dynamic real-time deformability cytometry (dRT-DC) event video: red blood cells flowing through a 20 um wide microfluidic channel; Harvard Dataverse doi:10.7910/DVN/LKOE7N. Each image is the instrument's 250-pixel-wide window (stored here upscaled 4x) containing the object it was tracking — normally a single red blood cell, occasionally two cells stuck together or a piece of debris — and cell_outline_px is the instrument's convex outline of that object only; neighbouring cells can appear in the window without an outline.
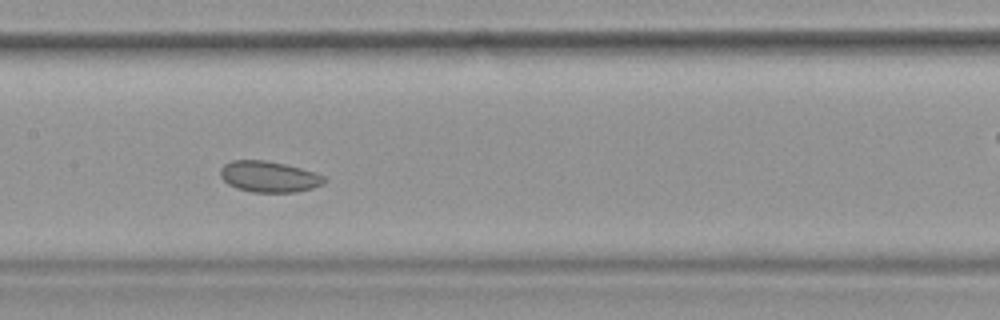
{"species": "common noctule bat (a hibernating species)", "species_latin": "Nyctalus noctula", "temperature_condition": "warm", "stored_images_in_passage": 38, "camera_frame_rate_fps": 3000, "um_per_image_px": 0.085, "animal": {"sex": "female", "body_mass_g": 19.9}, "frame": {"image": 1, "passage_image": 17, "time_ms": 5.333, "image_size_px": [1000, 320], "cell_outline_px": [[328, 180], [324, 184], [312, 188], [296, 192], [252, 192], [236, 188], [228, 184], [220, 176], [220, 168], [224, 164], [232, 160], [264, 160], [284, 164], [316, 172], [324, 176]], "centroid_in_image_um": [22.87, 15.02], "position_along_channel_um": 184.5, "area_um2": 18.9}}